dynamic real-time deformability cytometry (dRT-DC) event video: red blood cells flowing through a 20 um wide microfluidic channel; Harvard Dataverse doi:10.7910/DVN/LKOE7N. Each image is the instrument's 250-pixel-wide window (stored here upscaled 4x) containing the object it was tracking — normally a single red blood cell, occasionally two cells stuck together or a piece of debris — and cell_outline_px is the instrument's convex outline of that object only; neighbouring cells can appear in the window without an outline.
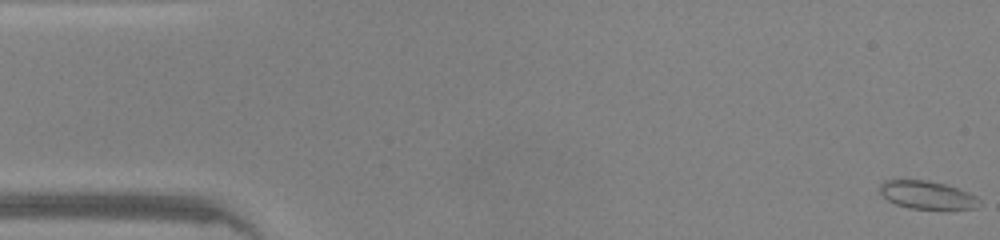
{"species": "common noctule bat (a hibernating species)", "species_latin": "Nyctalus noctula", "temperature_condition": "warm", "stored_images_in_passage": 47, "camera_frame_rate_fps": 3000, "um_per_image_px": 0.085, "animal": {"sex": "male", "body_mass_g": 20.0, "forearm_length_mm": 53.3}, "frame": {"image": 1, "passage_image": 1, "time_ms": 0.0, "image_size_px": [1000, 240], "cell_outline_px": [[980, 204], [976, 208], [944, 212], [908, 208], [896, 204], [888, 200], [880, 192], [880, 184], [884, 180], [928, 180], [948, 184], [968, 192], [976, 196], [980, 200]], "centroid_in_image_um": [78.88, 16.62], "position_along_channel_um": 6.1, "area_um2": 17.11}}
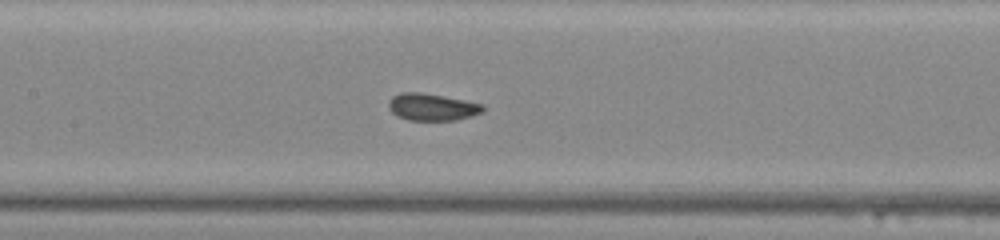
{"frame": {"image": 2, "passage_image": 22, "time_ms": 7.0, "image_size_px": [1000, 240], "cell_outline_px": [[484, 112], [472, 116], [456, 120], [408, 120], [396, 116], [388, 108], [388, 100], [392, 96], [400, 92], [420, 92], [464, 100], [484, 104]], "centroid_in_image_um": [36.71, 9.1], "position_along_channel_um": 170.7, "area_um2": 15.03}}
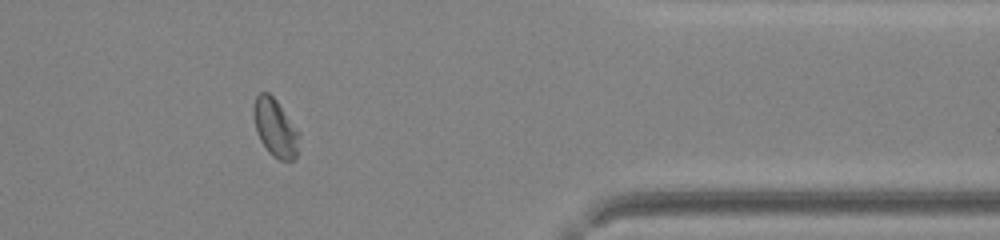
{"frame": {"image": 3, "passage_image": 39, "time_ms": 12.667, "image_size_px": [1000, 240], "cell_outline_px": [[300, 136], [296, 156], [292, 160], [280, 160], [272, 156], [268, 152], [260, 140], [256, 132], [252, 112], [252, 108], [256, 96], [260, 92], [268, 92], [276, 100]], "centroid_in_image_um": [23.35, 10.87], "position_along_channel_um": 388.1, "area_um2": 15.14}, "authors_computed_cell_mechanics": {"area_um2": 15.317, "velocity_mm_per_s": 4.2791, "shape_relaxation_time_tau1_ms": null, "shape_relaxation_time_tau2_ms": 0.6925, "deformation_change_tau1": null, "deformation_change_tau2": 0.0459}}